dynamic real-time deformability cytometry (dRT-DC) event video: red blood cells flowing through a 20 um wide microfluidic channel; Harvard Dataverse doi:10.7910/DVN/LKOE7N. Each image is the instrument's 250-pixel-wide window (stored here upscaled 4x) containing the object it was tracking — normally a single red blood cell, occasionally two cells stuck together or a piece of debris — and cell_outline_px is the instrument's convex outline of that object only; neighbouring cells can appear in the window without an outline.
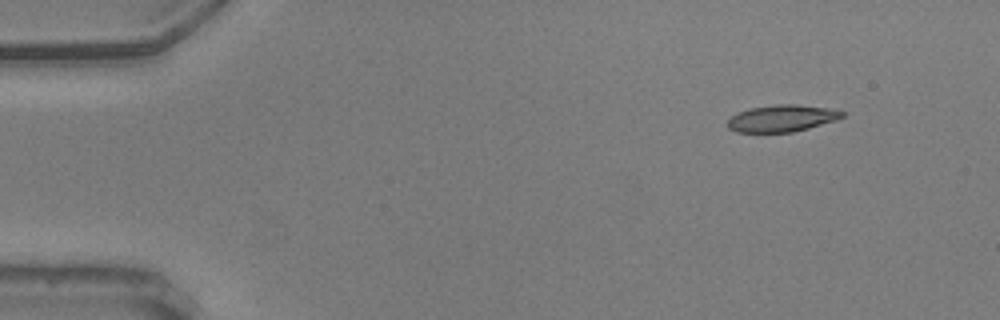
{"species": "common noctule bat (a hibernating species)", "species_latin": "Nyctalus noctula", "temperature_condition": "warm", "stored_images_in_passage": 51, "camera_frame_rate_fps": 3000, "um_per_image_px": 0.085, "animal": {"sex": "male", "body_mass_g": 20.5, "forearm_length_mm": 52.5}, "frame": {"image": 1, "passage_image": 1, "time_ms": 0.0, "image_size_px": [1000, 320], "cell_outline_px": [[844, 116], [836, 120], [808, 128], [792, 132], [736, 132], [728, 128], [728, 120], [732, 116], [748, 108], [776, 104], [796, 104], [828, 108], [844, 112]], "centroid_in_image_um": [66.45, 10.05], "position_along_channel_um": 18.5, "area_um2": 17.8}}
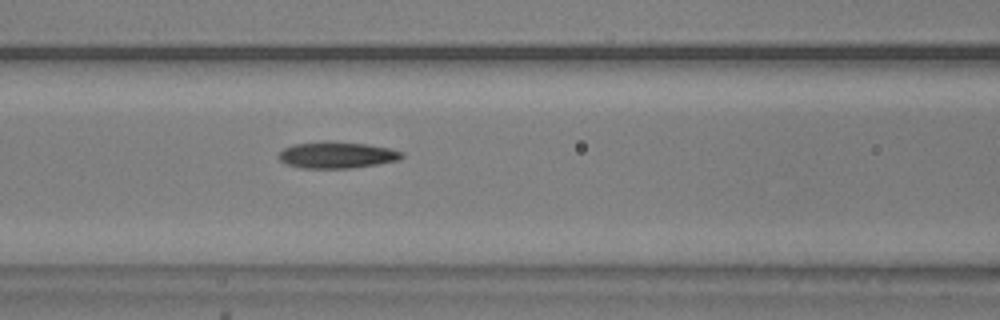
{"frame": {"image": 2, "passage_image": 19, "time_ms": 6.0, "image_size_px": [1000, 320], "cell_outline_px": [[404, 156], [400, 160], [352, 168], [300, 168], [288, 164], [280, 160], [280, 152], [284, 148], [292, 144], [324, 140], [328, 140], [368, 144], [388, 148], [404, 152]], "centroid_in_image_um": [28.65, 13.16], "position_along_channel_um": 137.9, "area_um2": 19.19}}
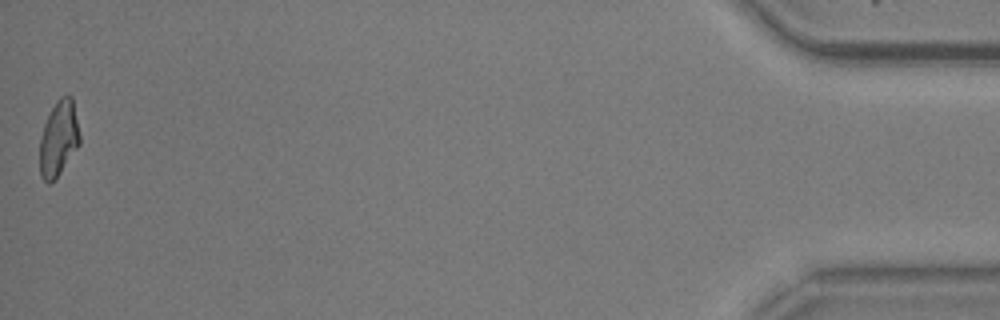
{"frame": {"image": 3, "passage_image": 51, "time_ms": 16.667, "image_size_px": [1000, 320], "cell_outline_px": [[80, 144], [60, 172], [48, 184], [40, 176], [40, 140], [44, 124], [56, 100], [60, 96], [72, 96], [80, 136]], "centroid_in_image_um": [4.99, 11.75], "position_along_channel_um": 430.2, "area_um2": 17.28}, "authors_computed_cell_mechanics": {"area_um2": 18.5538, "velocity_mm_per_s": 3.6172, "shape_relaxation_time_tau1_ms": 5.7614, "shape_relaxation_time_tau2_ms": 3.197, "deformation_change_tau1": 0.1763, "deformation_change_tau2": 0.1011}}